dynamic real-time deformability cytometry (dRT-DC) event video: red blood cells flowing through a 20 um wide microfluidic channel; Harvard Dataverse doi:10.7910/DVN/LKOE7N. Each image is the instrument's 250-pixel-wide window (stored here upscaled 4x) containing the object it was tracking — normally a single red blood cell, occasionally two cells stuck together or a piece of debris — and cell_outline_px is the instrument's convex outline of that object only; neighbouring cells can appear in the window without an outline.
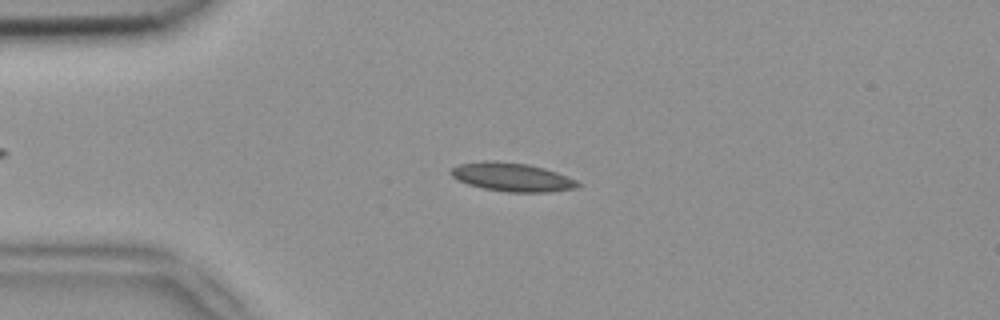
{"species": "common noctule bat (a hibernating species)", "species_latin": "Nyctalus noctula", "temperature_condition": "room temperature", "stored_images_in_passage": 4, "camera_frame_rate_fps": 3000, "um_per_image_px": 0.085, "animal": {"sex": "female", "body_mass_g": 18.4}, "frame": {"image": 1, "passage_image": 3, "time_ms": 0.667, "image_size_px": [1000, 320], "cell_outline_px": [[580, 184], [576, 188], [548, 192], [508, 192], [484, 188], [468, 184], [456, 180], [448, 172], [456, 164], [484, 160], [496, 160], [528, 164], [544, 168], [556, 172], [576, 180]], "centroid_in_image_um": [43.46, 15.04], "position_along_channel_um": 41.5, "area_um2": 21.27}}